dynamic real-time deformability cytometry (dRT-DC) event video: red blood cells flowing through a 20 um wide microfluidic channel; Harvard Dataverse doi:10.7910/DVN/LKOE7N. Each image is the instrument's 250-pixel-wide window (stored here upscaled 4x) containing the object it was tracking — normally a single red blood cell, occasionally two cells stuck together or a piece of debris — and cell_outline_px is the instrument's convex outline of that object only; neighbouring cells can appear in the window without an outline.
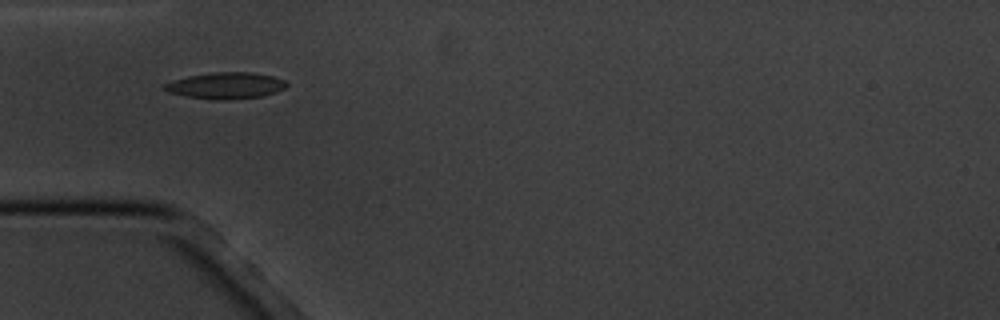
{"species": "common noctule bat (a hibernating species)", "species_latin": "Nyctalus noctula", "temperature_condition": "cold", "stored_images_in_passage": 6, "camera_frame_rate_fps": 3000, "um_per_image_px": 0.085, "animal": {"sex": "male", "body_mass_g": 20.1, "forearm_length_mm": 53.5}, "frame": {"image": 1, "passage_image": 5, "time_ms": 5.667, "image_size_px": [1000, 320], "cell_outline_px": [[288, 84], [284, 88], [276, 92], [260, 96], [228, 100], [216, 100], [184, 96], [168, 92], [164, 88], [164, 84], [172, 80], [188, 76], [212, 72], [252, 72], [272, 76], [284, 80]], "centroid_in_image_um": [19.17, 7.27], "position_along_channel_um": 65.8, "area_um2": 18.79}}
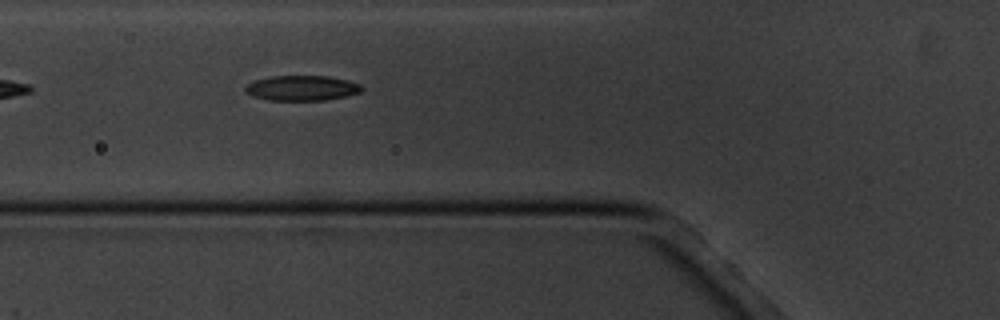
{"frame": {"image": 2, "passage_image": 6, "time_ms": 6.667, "image_size_px": [1000, 320], "cell_outline_px": [[364, 88], [360, 92], [344, 96], [324, 100], [268, 100], [252, 96], [244, 92], [244, 88], [248, 84], [256, 80], [272, 76], [328, 76], [348, 80], [360, 84]], "centroid_in_image_um": [25.64, 7.48], "position_along_channel_um": 100.2, "area_um2": 16.99}}